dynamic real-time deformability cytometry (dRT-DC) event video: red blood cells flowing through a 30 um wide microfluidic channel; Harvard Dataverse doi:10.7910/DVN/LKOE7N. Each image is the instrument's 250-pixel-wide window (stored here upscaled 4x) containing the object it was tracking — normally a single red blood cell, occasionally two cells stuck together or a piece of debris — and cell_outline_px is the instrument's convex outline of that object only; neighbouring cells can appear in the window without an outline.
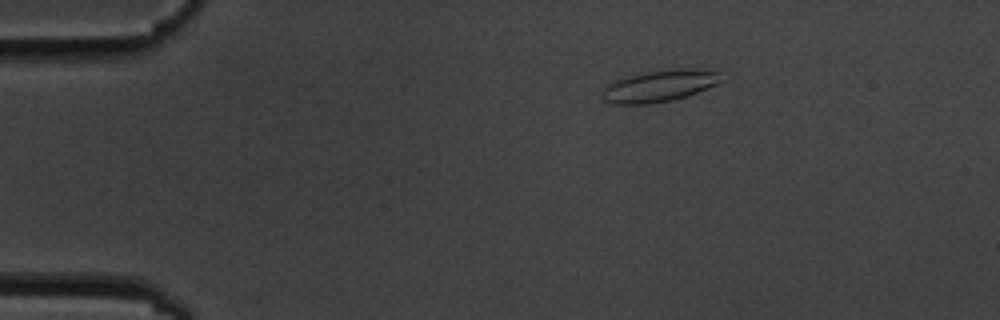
{"species": "common noctule bat (a hibernating species)", "species_latin": "Nyctalus noctula", "temperature_condition": "cold", "stored_images_in_passage": 4, "camera_frame_rate_fps": 3000, "um_per_image_px": 0.085, "animal": {"sex": "male", "body_mass_g": 19.5, "forearm_length_mm": 54.6}, "frame": {"image": 1, "passage_image": 2, "time_ms": 1.0, "image_size_px": [1000, 320], "cell_outline_px": [[724, 80], [716, 84], [688, 96], [672, 100], [648, 104], [612, 104], [604, 100], [600, 96], [604, 84], [624, 76], [640, 72], [668, 68], [720, 68]], "centroid_in_image_um": [56.09, 7.25], "position_along_channel_um": 28.9, "area_um2": 23.18}}